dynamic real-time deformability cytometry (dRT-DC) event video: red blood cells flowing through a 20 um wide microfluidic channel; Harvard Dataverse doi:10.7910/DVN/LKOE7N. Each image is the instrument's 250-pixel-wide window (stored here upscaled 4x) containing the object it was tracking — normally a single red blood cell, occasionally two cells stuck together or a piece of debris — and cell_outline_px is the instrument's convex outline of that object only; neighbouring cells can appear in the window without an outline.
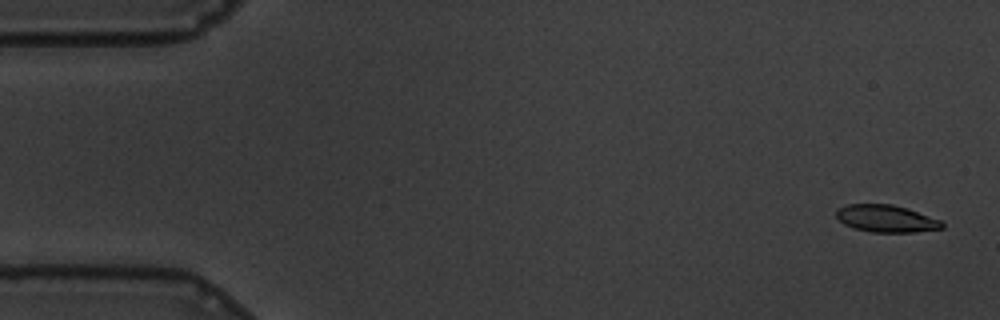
{"species": "common noctule bat (a hibernating species)", "species_latin": "Nyctalus noctula", "temperature_condition": "warm", "stored_images_in_passage": 57, "camera_frame_rate_fps": 3000, "um_per_image_px": 0.085, "animal": {"sex": "male", "body_mass_g": 19.5, "forearm_length_mm": 54.6}, "frame": {"image": 1, "passage_image": 1, "time_ms": 0.0, "image_size_px": [1000, 320], "cell_outline_px": [[944, 228], [912, 232], [872, 232], [856, 228], [844, 224], [836, 216], [836, 212], [840, 208], [848, 204], [892, 204], [940, 220], [944, 224]], "centroid_in_image_um": [75.32, 18.58], "position_along_channel_um": 9.7, "area_um2": 16.36}}
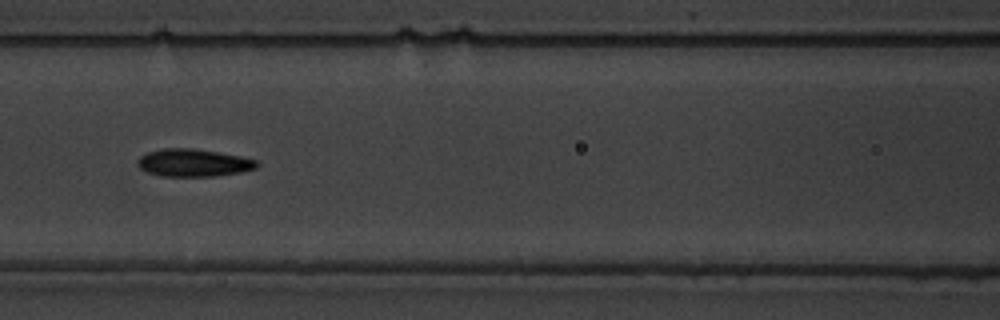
{"frame": {"image": 2, "passage_image": 24, "time_ms": 7.667, "image_size_px": [1000, 320], "cell_outline_px": [[260, 164], [256, 168], [240, 172], [216, 176], [160, 176], [148, 172], [140, 168], [136, 164], [136, 160], [140, 156], [148, 152], [160, 148], [192, 148], [240, 156], [256, 160]], "centroid_in_image_um": [16.41, 13.83], "position_along_channel_um": 150.2, "area_um2": 19.19}}
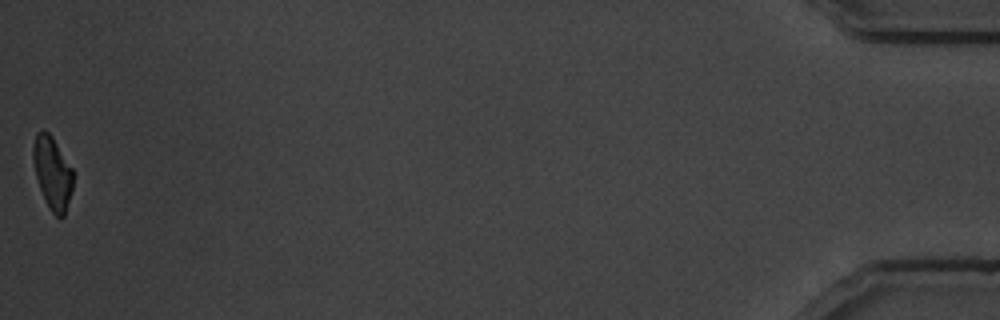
{"frame": {"image": 3, "passage_image": 57, "time_ms": 18.667, "image_size_px": [1000, 320], "cell_outline_px": [[72, 188], [64, 216], [56, 216], [52, 212], [40, 188], [36, 176], [32, 156], [32, 148], [36, 132], [44, 128], [52, 136], [72, 168]], "centroid_in_image_um": [4.43, 14.62], "position_along_channel_um": 430.8, "area_um2": 16.59}, "authors_computed_cell_mechanics": {"area_um2": 18.3226, "velocity_mm_per_s": 3.4578, "shape_relaxation_time_tau1_ms": 3.9316, "shape_relaxation_time_tau2_ms": 2.9882, "deformation_change_tau1": 0.1486, "deformation_change_tau2": 0.0885}}